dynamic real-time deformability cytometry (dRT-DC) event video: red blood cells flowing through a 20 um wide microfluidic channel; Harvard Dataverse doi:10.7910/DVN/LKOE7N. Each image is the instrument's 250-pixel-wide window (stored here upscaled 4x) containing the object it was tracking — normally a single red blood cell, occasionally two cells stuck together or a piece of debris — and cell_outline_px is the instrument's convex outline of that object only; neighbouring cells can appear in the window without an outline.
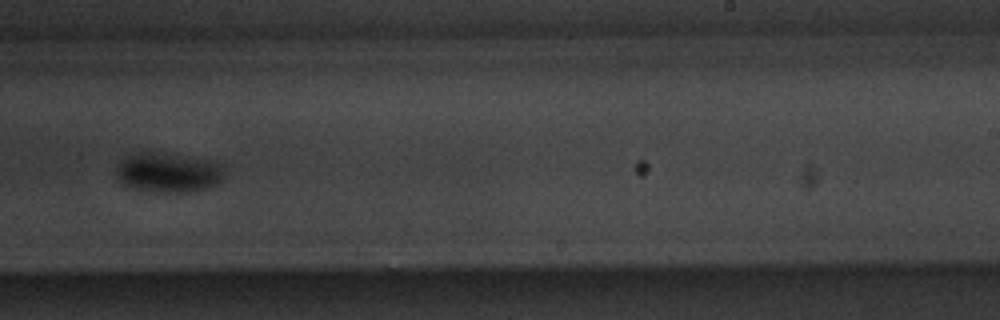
{"species": "common noctule bat (a hibernating species)", "species_latin": "Nyctalus noctula", "temperature_condition": "warm", "stored_images_in_passage": 10, "camera_frame_rate_fps": 3000, "um_per_image_px": 0.085, "animal": {"sex": "male", "body_mass_g": 20.1, "forearm_length_mm": 53.5}, "frame": {"image": 1, "passage_image": 10, "time_ms": 10.667, "image_size_px": [1000, 320], "cell_outline_px": [[224, 176], [216, 184], [204, 188], [188, 192], [152, 192], [128, 188], [116, 176], [116, 164], [128, 156], [136, 152], [148, 152], [208, 160], [220, 164], [224, 168]], "centroid_in_image_um": [14.24, 14.69], "position_along_channel_um": 274.8, "area_um2": 24.74}}